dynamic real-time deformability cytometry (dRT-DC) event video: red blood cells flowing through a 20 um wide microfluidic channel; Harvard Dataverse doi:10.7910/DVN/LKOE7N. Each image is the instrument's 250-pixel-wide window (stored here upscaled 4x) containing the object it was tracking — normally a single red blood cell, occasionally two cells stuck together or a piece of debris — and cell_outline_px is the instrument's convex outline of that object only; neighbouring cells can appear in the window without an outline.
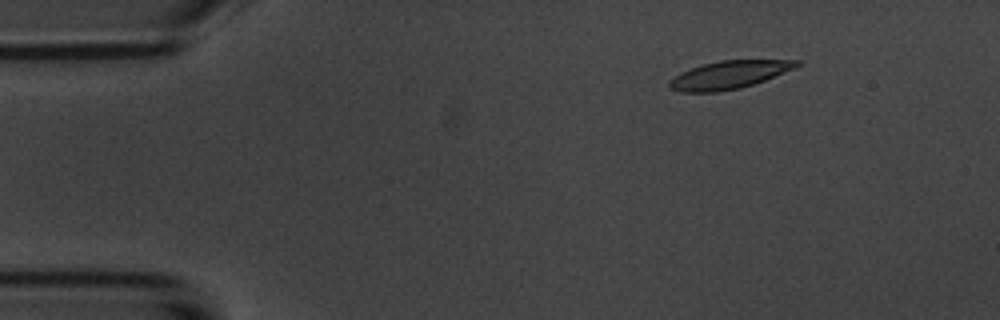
{"species": "common noctule bat (a hibernating species)", "species_latin": "Nyctalus noctula", "temperature_condition": "room temperature", "stored_images_in_passage": 5, "camera_frame_rate_fps": 3000, "um_per_image_px": 0.085, "animal": {"sex": "male", "body_mass_g": 20.1, "forearm_length_mm": 53.5}, "frame": {"image": 1, "passage_image": 2, "time_ms": 1.333, "image_size_px": [1000, 320], "cell_outline_px": [[800, 64], [792, 68], [764, 80], [740, 88], [716, 92], [680, 92], [668, 88], [668, 80], [680, 72], [704, 64], [720, 60], [800, 60]], "centroid_in_image_um": [61.87, 6.37], "position_along_channel_um": 23.1, "area_um2": 20.46}}
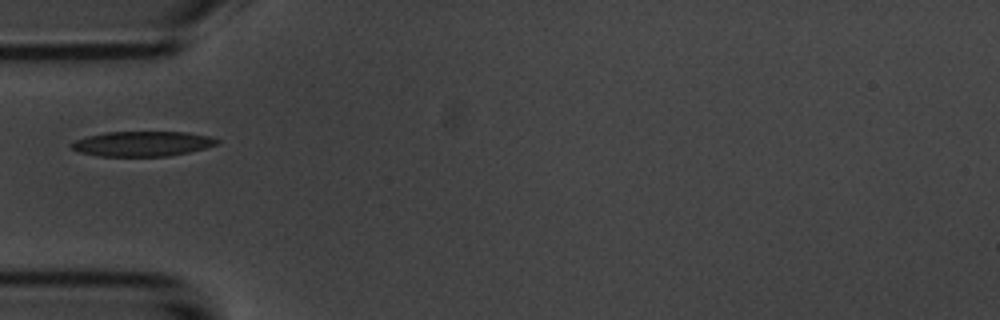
{"frame": {"image": 2, "passage_image": 5, "time_ms": 4.667, "image_size_px": [1000, 320], "cell_outline_px": [[220, 140], [216, 144], [204, 148], [188, 152], [168, 156], [100, 156], [80, 152], [72, 148], [68, 144], [76, 140], [88, 136], [104, 132], [188, 132], [208, 136]], "centroid_in_image_um": [12.08, 12.21], "position_along_channel_um": 72.9, "area_um2": 21.04}}